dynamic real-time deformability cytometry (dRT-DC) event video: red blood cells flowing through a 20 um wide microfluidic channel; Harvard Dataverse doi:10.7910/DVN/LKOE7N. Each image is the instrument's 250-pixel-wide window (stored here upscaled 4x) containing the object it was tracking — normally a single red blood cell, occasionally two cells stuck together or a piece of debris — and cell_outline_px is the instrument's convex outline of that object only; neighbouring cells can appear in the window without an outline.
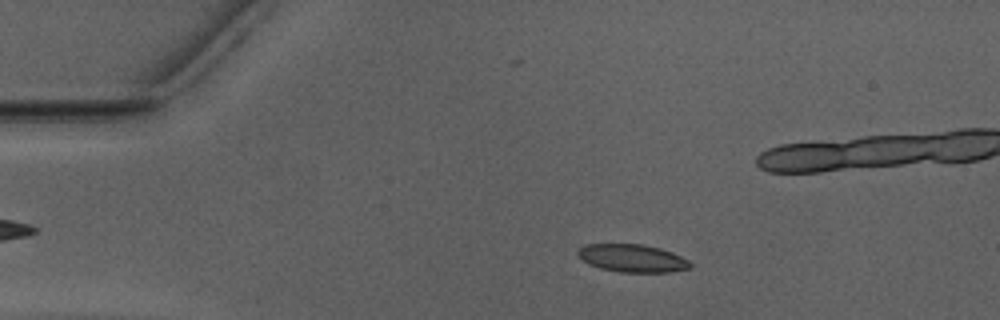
{"species": "Egyptian fruit bat (a non-hibernating species)", "species_latin": "Rousettus aegyptiacus", "temperature_condition": "warm", "stored_images_in_passage": 49, "camera_frame_rate_fps": 3000, "um_per_image_px": 0.085, "animal": {"sex": "male"}, "frame": {"image": 1, "passage_image": 10, "time_ms": 3.0, "image_size_px": [1000, 320], "cell_outline_px": [[692, 268], [668, 272], [620, 272], [600, 268], [588, 264], [576, 252], [584, 244], [640, 244], [660, 248], [672, 252], [688, 260], [692, 264]], "centroid_in_image_um": [53.76, 21.95], "position_along_channel_um": 31.2, "area_um2": 18.15}}
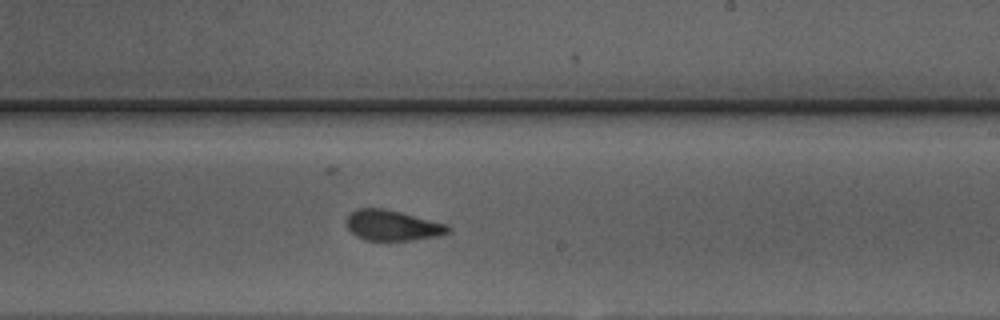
{"frame": {"image": 2, "passage_image": 31, "time_ms": 10.0, "image_size_px": [1000, 320], "cell_outline_px": [[452, 228], [448, 232], [440, 236], [412, 240], [364, 240], [356, 236], [344, 224], [344, 220], [356, 208], [384, 208], [448, 224]], "centroid_in_image_um": [33.34, 19.16], "position_along_channel_um": 255.7, "area_um2": 18.21}}
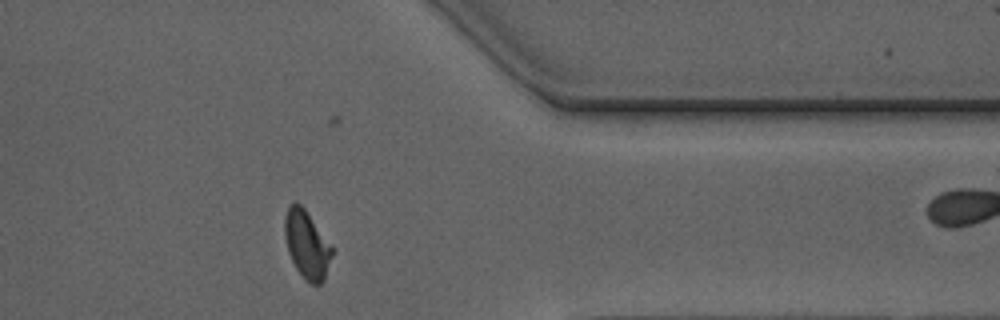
{"frame": {"image": 3, "passage_image": 42, "time_ms": 13.667, "image_size_px": [1000, 320], "cell_outline_px": [[332, 256], [324, 280], [320, 284], [312, 284], [304, 280], [296, 268], [288, 252], [284, 236], [284, 216], [288, 204], [296, 200], [304, 208], [332, 244]], "centroid_in_image_um": [26.06, 20.76], "position_along_channel_um": 385.3, "area_um2": 19.02}, "authors_computed_cell_mechanics": {"area_um2": 18.4382, "velocity_mm_per_s": 3.9447, "shape_relaxation_time_tau1_ms": 7.6907, "shape_relaxation_time_tau2_ms": 1.6269, "deformation_change_tau1": 0.1688, "deformation_change_tau2": 0.0592}}